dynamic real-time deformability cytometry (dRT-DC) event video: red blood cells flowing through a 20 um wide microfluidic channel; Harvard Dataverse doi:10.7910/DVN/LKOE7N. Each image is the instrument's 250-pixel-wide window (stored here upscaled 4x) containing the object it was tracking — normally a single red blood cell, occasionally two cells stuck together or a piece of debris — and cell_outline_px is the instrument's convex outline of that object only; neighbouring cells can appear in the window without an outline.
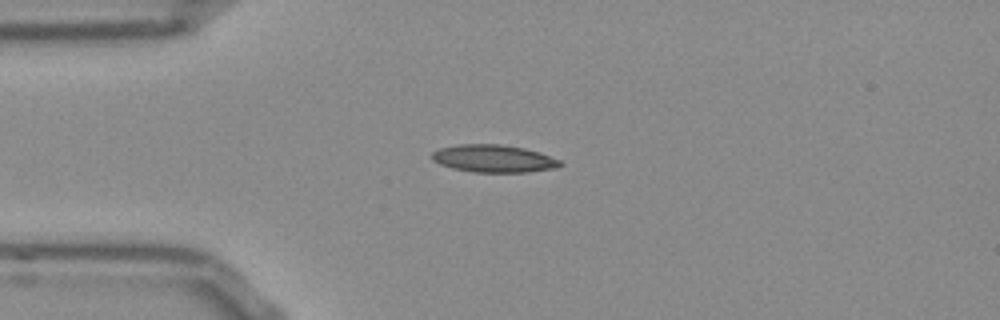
{"species": "Egyptian fruit bat (a non-hibernating species)", "species_latin": "Rousettus aegyptiacus", "temperature_condition": "room temperature", "stored_images_in_passage": 41, "camera_frame_rate_fps": 3000, "um_per_image_px": 0.085, "frame": {"image": 1, "passage_image": 1, "time_ms": 0.0, "image_size_px": [1000, 320], "cell_outline_px": [[564, 164], [556, 168], [528, 172], [472, 172], [452, 168], [440, 164], [432, 160], [432, 152], [440, 148], [460, 144], [500, 144], [524, 148], [540, 152], [560, 160]], "centroid_in_image_um": [41.98, 13.48], "position_along_channel_um": 43.0, "area_um2": 20.63}}
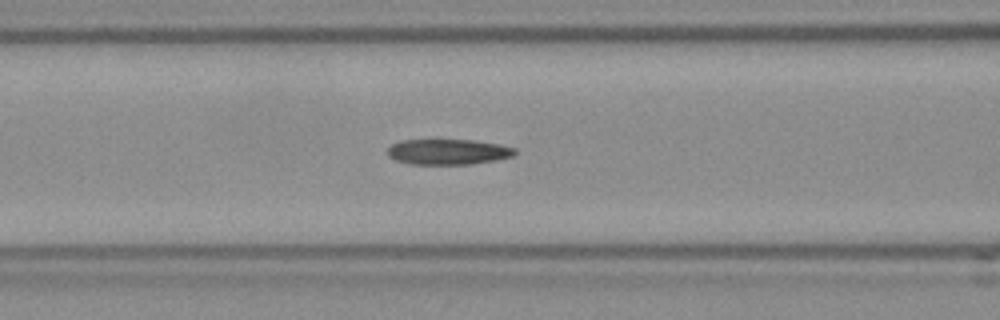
{"frame": {"image": 2, "passage_image": 9, "time_ms": 2.667, "image_size_px": [1000, 320], "cell_outline_px": [[516, 152], [512, 156], [496, 160], [472, 164], [408, 164], [396, 160], [388, 156], [388, 148], [392, 144], [400, 140], [476, 140], [500, 144], [516, 148]], "centroid_in_image_um": [38.09, 12.9], "position_along_channel_um": 128.5, "area_um2": 19.02}}
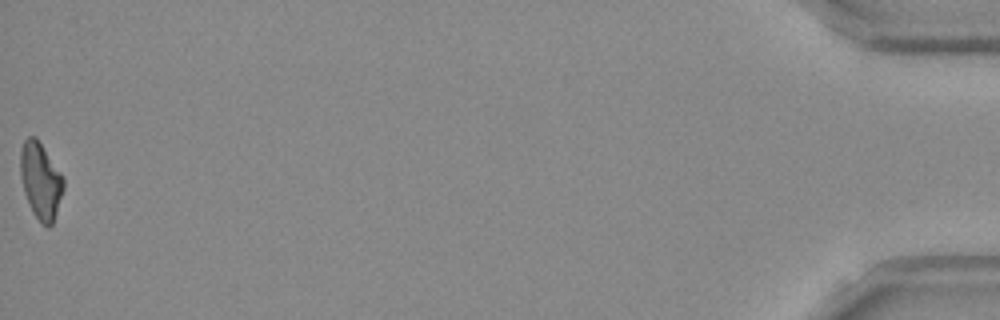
{"frame": {"image": 3, "passage_image": 41, "time_ms": 13.333, "image_size_px": [1000, 320], "cell_outline_px": [[64, 188], [52, 224], [48, 228], [40, 224], [32, 212], [24, 192], [20, 176], [20, 152], [24, 140], [28, 136], [36, 136], [60, 172], [64, 180]], "centroid_in_image_um": [3.44, 15.37], "position_along_channel_um": 431.8, "area_um2": 19.19}, "authors_computed_cell_mechanics": {"area_um2": 19.4208, "velocity_mm_per_s": 3.8365, "shape_relaxation_time_tau1_ms": null, "shape_relaxation_time_tau2_ms": 6.0042, "deformation_change_tau1": null, "deformation_change_tau2": 0.1522}}